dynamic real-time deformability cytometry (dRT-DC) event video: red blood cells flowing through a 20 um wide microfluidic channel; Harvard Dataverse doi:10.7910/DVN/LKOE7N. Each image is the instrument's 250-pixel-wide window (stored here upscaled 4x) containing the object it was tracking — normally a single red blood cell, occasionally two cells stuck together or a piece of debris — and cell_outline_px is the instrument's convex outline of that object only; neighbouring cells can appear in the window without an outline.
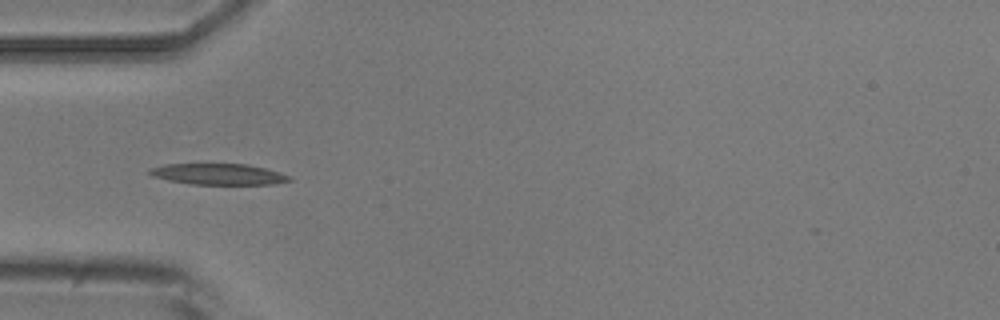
{"species": "common noctule bat (a hibernating species)", "species_latin": "Nyctalus noctula", "temperature_condition": "room temperature", "stored_images_in_passage": 7, "camera_frame_rate_fps": 3000, "um_per_image_px": 0.085, "animal": {"sex": "male", "body_mass_g": 20.5, "forearm_length_mm": 52.5}, "frame": {"image": 1, "passage_image": 5, "time_ms": 4.667, "image_size_px": [1000, 320], "cell_outline_px": [[292, 180], [276, 184], [192, 184], [168, 180], [152, 176], [148, 172], [148, 168], [164, 164], [248, 164], [264, 168], [288, 176]], "centroid_in_image_um": [18.5, 14.8], "position_along_channel_um": 66.5, "area_um2": 16.99}}
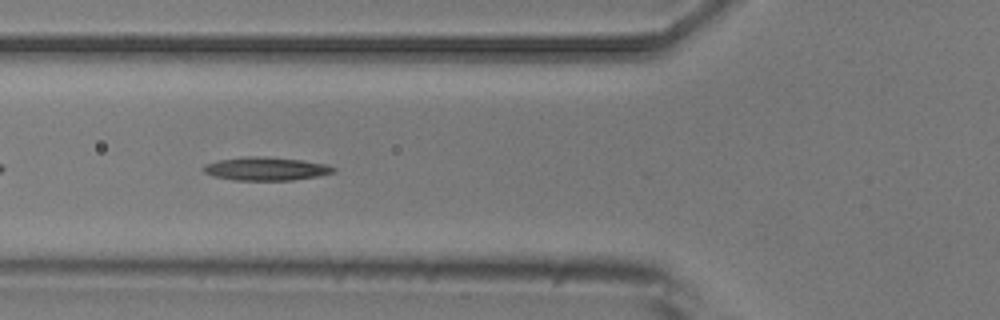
{"frame": {"image": 2, "passage_image": 6, "time_ms": 5.667, "image_size_px": [1000, 320], "cell_outline_px": [[336, 172], [320, 176], [292, 180], [232, 180], [212, 176], [204, 172], [200, 168], [204, 164], [220, 160], [244, 156], [264, 156], [304, 160], [324, 164], [336, 168]], "centroid_in_image_um": [22.59, 14.34], "position_along_channel_um": 103.2, "area_um2": 17.92}}
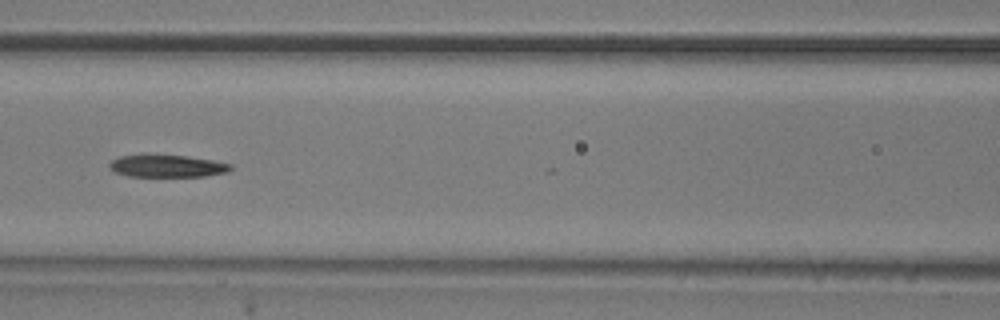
{"frame": {"image": 3, "passage_image": 7, "time_ms": 7.0, "image_size_px": [1000, 320], "cell_outline_px": [[232, 168], [228, 172], [204, 176], [128, 176], [116, 172], [108, 168], [108, 164], [112, 160], [120, 156], [184, 156], [212, 160], [232, 164]], "centroid_in_image_um": [14.22, 14.13], "position_along_channel_um": 152.4, "area_um2": 15.32}}